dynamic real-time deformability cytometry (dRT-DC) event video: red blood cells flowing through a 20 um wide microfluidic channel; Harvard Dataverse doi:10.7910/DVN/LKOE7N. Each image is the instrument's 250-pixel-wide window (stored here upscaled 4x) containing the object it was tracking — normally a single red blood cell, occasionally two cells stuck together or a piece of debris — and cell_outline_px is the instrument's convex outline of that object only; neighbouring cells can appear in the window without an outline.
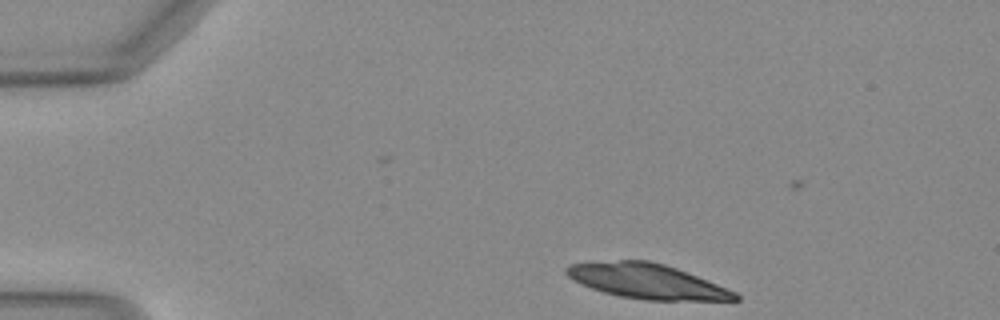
{"species": "Egyptian fruit bat (a non-hibernating species)", "species_latin": "Rousettus aegyptiacus", "temperature_condition": "warm", "stored_images_in_passage": 11, "camera_frame_rate_fps": 3000, "um_per_image_px": 0.085, "animal": {"sex": "female"}, "frame": {"image": 1, "passage_image": 3, "time_ms": 0.667, "image_size_px": [1000, 320], "cell_outline_px": [[740, 300], [648, 300], [620, 296], [604, 292], [580, 284], [568, 276], [564, 272], [564, 268], [568, 264], [620, 260], [648, 260], [664, 264], [676, 268], [736, 292], [740, 296]], "centroid_in_image_um": [54.96, 23.9], "position_along_channel_um": 30.0, "area_um2": 33.87}}